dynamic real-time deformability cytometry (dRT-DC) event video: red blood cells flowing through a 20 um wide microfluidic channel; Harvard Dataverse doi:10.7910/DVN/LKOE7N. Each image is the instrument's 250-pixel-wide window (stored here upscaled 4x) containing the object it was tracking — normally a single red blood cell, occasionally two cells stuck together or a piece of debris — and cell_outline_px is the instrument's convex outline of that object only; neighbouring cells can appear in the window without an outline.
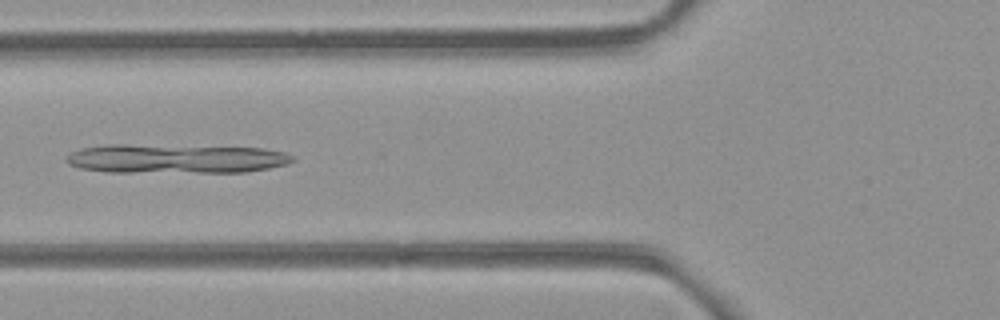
{"species": "common noctule bat (a hibernating species)", "species_latin": "Nyctalus noctula", "temperature_condition": "room temperature", "stored_images_in_passage": 46, "camera_frame_rate_fps": 3000, "um_per_image_px": 0.085, "animal": {"sex": "female", "body_mass_g": 21.9}, "frame": {"image": 1, "passage_image": 14, "time_ms": 4.333, "image_size_px": [1000, 320], "cell_outline_px": [[296, 160], [288, 164], [248, 172], [108, 172], [80, 168], [68, 164], [64, 160], [64, 156], [68, 152], [80, 148], [104, 144], [124, 144], [264, 148], [284, 152], [296, 156]], "centroid_in_image_um": [14.9, 13.48], "position_along_channel_um": 110.9, "area_um2": 39.07}}
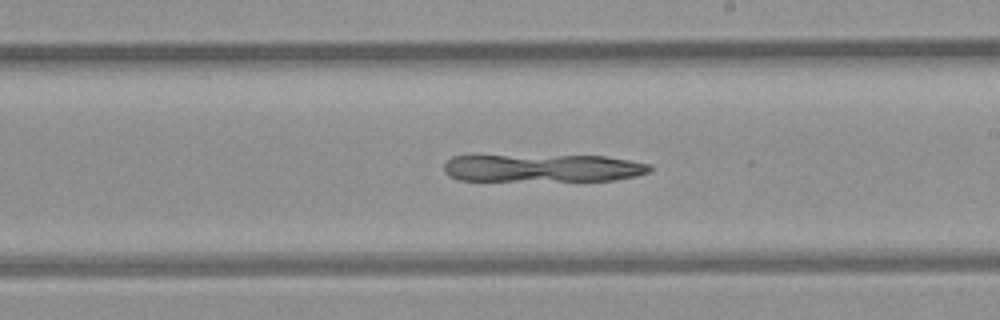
{"frame": {"image": 2, "passage_image": 24, "time_ms": 7.667, "image_size_px": [1000, 320], "cell_outline_px": [[652, 168], [648, 172], [636, 176], [616, 180], [460, 180], [448, 176], [444, 172], [444, 164], [452, 156], [476, 152], [604, 156], [652, 164]], "centroid_in_image_um": [45.98, 14.21], "position_along_channel_um": 243.0, "area_um2": 35.2}}
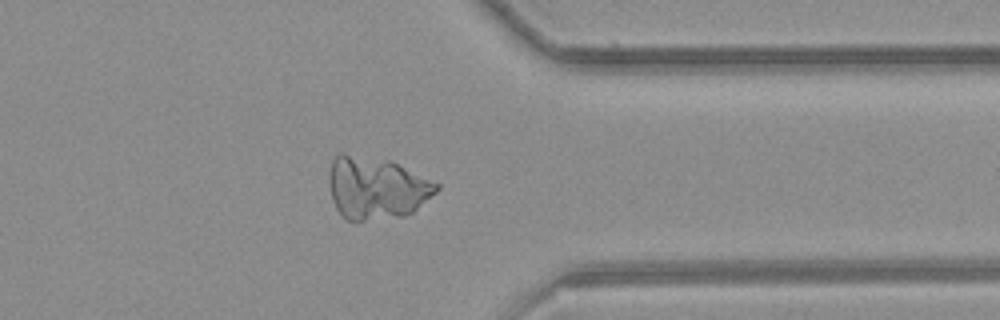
{"frame": {"image": 3, "passage_image": 35, "time_ms": 11.333, "image_size_px": [1000, 320], "cell_outline_px": [[440, 188], [436, 192], [412, 212], [404, 216], [364, 220], [348, 220], [340, 216], [332, 200], [328, 184], [328, 176], [332, 160], [336, 152], [344, 152], [388, 160], [440, 184]], "centroid_in_image_um": [31.93, 15.96], "position_along_channel_um": 379.5, "area_um2": 39.13}}